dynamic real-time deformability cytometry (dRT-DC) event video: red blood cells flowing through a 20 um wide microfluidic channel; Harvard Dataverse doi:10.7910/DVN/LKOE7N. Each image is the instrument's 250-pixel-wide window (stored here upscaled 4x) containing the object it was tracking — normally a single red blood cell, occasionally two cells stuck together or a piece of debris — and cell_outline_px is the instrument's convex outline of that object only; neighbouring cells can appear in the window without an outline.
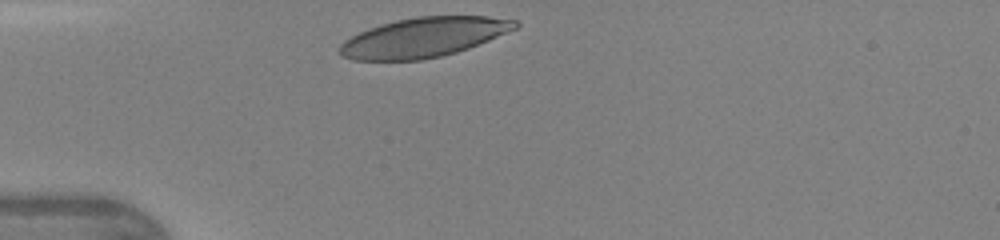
{"species": "human", "species_latin": "Homo sapiens", "temperature_condition": "warm", "stored_images_in_passage": 27, "camera_frame_rate_fps": 3000, "um_per_image_px": 0.085, "donor": {"sex": "female"}, "frame": {"image": 1, "passage_image": 1, "time_ms": 0.0, "image_size_px": [1000, 240], "cell_outline_px": [[520, 24], [516, 28], [488, 40], [468, 48], [456, 52], [440, 56], [420, 60], [352, 60], [344, 56], [340, 52], [340, 44], [344, 40], [368, 28], [380, 24], [396, 20], [416, 16], [488, 16], [516, 20]], "centroid_in_image_um": [36.0, 3.17], "position_along_channel_um": 49.0, "area_um2": 40.23}}
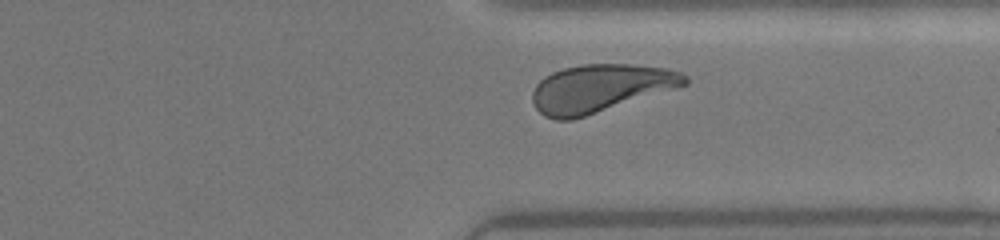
{"frame": {"image": 2, "passage_image": 24, "time_ms": 7.667, "image_size_px": [1000, 240], "cell_outline_px": [[688, 84], [572, 120], [556, 120], [544, 116], [536, 108], [532, 100], [532, 92], [536, 84], [544, 76], [552, 72], [564, 68], [584, 64], [632, 64], [668, 68], [684, 72], [688, 76]], "centroid_in_image_um": [51.02, 7.49], "position_along_channel_um": 360.4, "area_um2": 42.43}, "authors_computed_cell_mechanics": {"area_um2": 41.6738, "velocity_mm_per_s": 4.3045, "shape_relaxation_time_tau1_ms": 3.0613, "shape_relaxation_time_tau2_ms": null, "deformation_change_tau1": 0.1533, "deformation_change_tau2": null}}